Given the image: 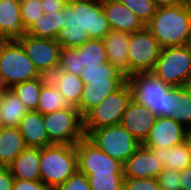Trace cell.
Masks as SVG:
<instances>
[{"instance_id": "cell-1", "label": "cell", "mask_w": 191, "mask_h": 190, "mask_svg": "<svg viewBox=\"0 0 191 190\" xmlns=\"http://www.w3.org/2000/svg\"><path fill=\"white\" fill-rule=\"evenodd\" d=\"M63 12V28L55 39L63 48L78 47L89 39L103 40L111 30L102 0H69Z\"/></svg>"}, {"instance_id": "cell-2", "label": "cell", "mask_w": 191, "mask_h": 190, "mask_svg": "<svg viewBox=\"0 0 191 190\" xmlns=\"http://www.w3.org/2000/svg\"><path fill=\"white\" fill-rule=\"evenodd\" d=\"M132 99L155 117L171 118L176 109V87L169 86L152 72L127 77Z\"/></svg>"}, {"instance_id": "cell-3", "label": "cell", "mask_w": 191, "mask_h": 190, "mask_svg": "<svg viewBox=\"0 0 191 190\" xmlns=\"http://www.w3.org/2000/svg\"><path fill=\"white\" fill-rule=\"evenodd\" d=\"M146 27L162 48L189 45L191 42V6L157 8Z\"/></svg>"}, {"instance_id": "cell-4", "label": "cell", "mask_w": 191, "mask_h": 190, "mask_svg": "<svg viewBox=\"0 0 191 190\" xmlns=\"http://www.w3.org/2000/svg\"><path fill=\"white\" fill-rule=\"evenodd\" d=\"M40 181L57 189L78 170L76 145L51 144L40 148Z\"/></svg>"}, {"instance_id": "cell-5", "label": "cell", "mask_w": 191, "mask_h": 190, "mask_svg": "<svg viewBox=\"0 0 191 190\" xmlns=\"http://www.w3.org/2000/svg\"><path fill=\"white\" fill-rule=\"evenodd\" d=\"M0 74L8 88L42 77L16 39L0 40Z\"/></svg>"}, {"instance_id": "cell-6", "label": "cell", "mask_w": 191, "mask_h": 190, "mask_svg": "<svg viewBox=\"0 0 191 190\" xmlns=\"http://www.w3.org/2000/svg\"><path fill=\"white\" fill-rule=\"evenodd\" d=\"M132 99L130 84L126 81L118 90L107 95L98 105L83 116L84 133L120 124L122 115Z\"/></svg>"}, {"instance_id": "cell-7", "label": "cell", "mask_w": 191, "mask_h": 190, "mask_svg": "<svg viewBox=\"0 0 191 190\" xmlns=\"http://www.w3.org/2000/svg\"><path fill=\"white\" fill-rule=\"evenodd\" d=\"M44 124L49 145H75L86 136L83 128V116L76 107L63 108L44 114Z\"/></svg>"}, {"instance_id": "cell-8", "label": "cell", "mask_w": 191, "mask_h": 190, "mask_svg": "<svg viewBox=\"0 0 191 190\" xmlns=\"http://www.w3.org/2000/svg\"><path fill=\"white\" fill-rule=\"evenodd\" d=\"M152 73L169 86L183 87L191 75L190 45L162 48Z\"/></svg>"}, {"instance_id": "cell-9", "label": "cell", "mask_w": 191, "mask_h": 190, "mask_svg": "<svg viewBox=\"0 0 191 190\" xmlns=\"http://www.w3.org/2000/svg\"><path fill=\"white\" fill-rule=\"evenodd\" d=\"M86 137L105 154L123 164L142 145L121 124L92 130Z\"/></svg>"}, {"instance_id": "cell-10", "label": "cell", "mask_w": 191, "mask_h": 190, "mask_svg": "<svg viewBox=\"0 0 191 190\" xmlns=\"http://www.w3.org/2000/svg\"><path fill=\"white\" fill-rule=\"evenodd\" d=\"M162 47L145 26L131 34L128 44L129 76L135 73L152 72Z\"/></svg>"}, {"instance_id": "cell-11", "label": "cell", "mask_w": 191, "mask_h": 190, "mask_svg": "<svg viewBox=\"0 0 191 190\" xmlns=\"http://www.w3.org/2000/svg\"><path fill=\"white\" fill-rule=\"evenodd\" d=\"M16 40L42 76L49 78L58 69L61 44L55 39L36 38L24 34Z\"/></svg>"}, {"instance_id": "cell-12", "label": "cell", "mask_w": 191, "mask_h": 190, "mask_svg": "<svg viewBox=\"0 0 191 190\" xmlns=\"http://www.w3.org/2000/svg\"><path fill=\"white\" fill-rule=\"evenodd\" d=\"M78 170L90 174L124 173L123 163L100 150L86 136L76 144Z\"/></svg>"}, {"instance_id": "cell-13", "label": "cell", "mask_w": 191, "mask_h": 190, "mask_svg": "<svg viewBox=\"0 0 191 190\" xmlns=\"http://www.w3.org/2000/svg\"><path fill=\"white\" fill-rule=\"evenodd\" d=\"M186 127L171 118L156 117L149 135L144 140V147L171 148L184 142Z\"/></svg>"}, {"instance_id": "cell-14", "label": "cell", "mask_w": 191, "mask_h": 190, "mask_svg": "<svg viewBox=\"0 0 191 190\" xmlns=\"http://www.w3.org/2000/svg\"><path fill=\"white\" fill-rule=\"evenodd\" d=\"M163 169L153 151L143 145L123 164L125 178H156Z\"/></svg>"}, {"instance_id": "cell-15", "label": "cell", "mask_w": 191, "mask_h": 190, "mask_svg": "<svg viewBox=\"0 0 191 190\" xmlns=\"http://www.w3.org/2000/svg\"><path fill=\"white\" fill-rule=\"evenodd\" d=\"M102 8L111 30L132 34L146 26L133 11L119 0H102Z\"/></svg>"}, {"instance_id": "cell-16", "label": "cell", "mask_w": 191, "mask_h": 190, "mask_svg": "<svg viewBox=\"0 0 191 190\" xmlns=\"http://www.w3.org/2000/svg\"><path fill=\"white\" fill-rule=\"evenodd\" d=\"M156 117L133 99L128 103L120 124L139 142L143 143L154 125Z\"/></svg>"}, {"instance_id": "cell-17", "label": "cell", "mask_w": 191, "mask_h": 190, "mask_svg": "<svg viewBox=\"0 0 191 190\" xmlns=\"http://www.w3.org/2000/svg\"><path fill=\"white\" fill-rule=\"evenodd\" d=\"M126 81L127 79L87 80L76 108L84 116L107 95L118 90Z\"/></svg>"}, {"instance_id": "cell-18", "label": "cell", "mask_w": 191, "mask_h": 190, "mask_svg": "<svg viewBox=\"0 0 191 190\" xmlns=\"http://www.w3.org/2000/svg\"><path fill=\"white\" fill-rule=\"evenodd\" d=\"M130 33L110 30L103 39L108 62L129 77L128 44Z\"/></svg>"}, {"instance_id": "cell-19", "label": "cell", "mask_w": 191, "mask_h": 190, "mask_svg": "<svg viewBox=\"0 0 191 190\" xmlns=\"http://www.w3.org/2000/svg\"><path fill=\"white\" fill-rule=\"evenodd\" d=\"M18 129L27 147L43 148L49 145L44 115L40 112L36 110L28 111L20 121Z\"/></svg>"}, {"instance_id": "cell-20", "label": "cell", "mask_w": 191, "mask_h": 190, "mask_svg": "<svg viewBox=\"0 0 191 190\" xmlns=\"http://www.w3.org/2000/svg\"><path fill=\"white\" fill-rule=\"evenodd\" d=\"M25 32L20 14V2L0 0V39H17Z\"/></svg>"}, {"instance_id": "cell-21", "label": "cell", "mask_w": 191, "mask_h": 190, "mask_svg": "<svg viewBox=\"0 0 191 190\" xmlns=\"http://www.w3.org/2000/svg\"><path fill=\"white\" fill-rule=\"evenodd\" d=\"M40 148L27 147L8 166L14 179L40 181Z\"/></svg>"}, {"instance_id": "cell-22", "label": "cell", "mask_w": 191, "mask_h": 190, "mask_svg": "<svg viewBox=\"0 0 191 190\" xmlns=\"http://www.w3.org/2000/svg\"><path fill=\"white\" fill-rule=\"evenodd\" d=\"M27 146L18 127L0 131V167L8 168Z\"/></svg>"}, {"instance_id": "cell-23", "label": "cell", "mask_w": 191, "mask_h": 190, "mask_svg": "<svg viewBox=\"0 0 191 190\" xmlns=\"http://www.w3.org/2000/svg\"><path fill=\"white\" fill-rule=\"evenodd\" d=\"M151 149L157 160L164 168H170L175 171H181L191 165V152L185 144H179L171 148L146 147Z\"/></svg>"}, {"instance_id": "cell-24", "label": "cell", "mask_w": 191, "mask_h": 190, "mask_svg": "<svg viewBox=\"0 0 191 190\" xmlns=\"http://www.w3.org/2000/svg\"><path fill=\"white\" fill-rule=\"evenodd\" d=\"M49 79L72 106L79 105L84 88V82L80 76L64 71H55Z\"/></svg>"}, {"instance_id": "cell-25", "label": "cell", "mask_w": 191, "mask_h": 190, "mask_svg": "<svg viewBox=\"0 0 191 190\" xmlns=\"http://www.w3.org/2000/svg\"><path fill=\"white\" fill-rule=\"evenodd\" d=\"M28 109L25 104L20 101L15 92L11 88L6 90L0 107V121L2 127L16 128L20 121L26 115Z\"/></svg>"}, {"instance_id": "cell-26", "label": "cell", "mask_w": 191, "mask_h": 190, "mask_svg": "<svg viewBox=\"0 0 191 190\" xmlns=\"http://www.w3.org/2000/svg\"><path fill=\"white\" fill-rule=\"evenodd\" d=\"M63 16V11L42 14L25 34L36 38L56 39L58 32L63 28Z\"/></svg>"}, {"instance_id": "cell-27", "label": "cell", "mask_w": 191, "mask_h": 190, "mask_svg": "<svg viewBox=\"0 0 191 190\" xmlns=\"http://www.w3.org/2000/svg\"><path fill=\"white\" fill-rule=\"evenodd\" d=\"M74 107L57 90L53 82L48 78L41 87L37 110L41 114H47L63 108Z\"/></svg>"}, {"instance_id": "cell-28", "label": "cell", "mask_w": 191, "mask_h": 190, "mask_svg": "<svg viewBox=\"0 0 191 190\" xmlns=\"http://www.w3.org/2000/svg\"><path fill=\"white\" fill-rule=\"evenodd\" d=\"M48 79L46 76H42L33 80L25 81L14 85L11 89L17 97L23 102L28 109L37 110L39 94L42 84Z\"/></svg>"}, {"instance_id": "cell-29", "label": "cell", "mask_w": 191, "mask_h": 190, "mask_svg": "<svg viewBox=\"0 0 191 190\" xmlns=\"http://www.w3.org/2000/svg\"><path fill=\"white\" fill-rule=\"evenodd\" d=\"M77 49L81 56V67L97 66L108 62L103 40L89 39Z\"/></svg>"}, {"instance_id": "cell-30", "label": "cell", "mask_w": 191, "mask_h": 190, "mask_svg": "<svg viewBox=\"0 0 191 190\" xmlns=\"http://www.w3.org/2000/svg\"><path fill=\"white\" fill-rule=\"evenodd\" d=\"M80 78L84 84L87 83V80L127 79V77L110 62L97 66L84 67Z\"/></svg>"}, {"instance_id": "cell-31", "label": "cell", "mask_w": 191, "mask_h": 190, "mask_svg": "<svg viewBox=\"0 0 191 190\" xmlns=\"http://www.w3.org/2000/svg\"><path fill=\"white\" fill-rule=\"evenodd\" d=\"M171 119L184 127L191 126V94L183 87H176V109Z\"/></svg>"}, {"instance_id": "cell-32", "label": "cell", "mask_w": 191, "mask_h": 190, "mask_svg": "<svg viewBox=\"0 0 191 190\" xmlns=\"http://www.w3.org/2000/svg\"><path fill=\"white\" fill-rule=\"evenodd\" d=\"M124 173L90 174L88 176L92 190H123Z\"/></svg>"}, {"instance_id": "cell-33", "label": "cell", "mask_w": 191, "mask_h": 190, "mask_svg": "<svg viewBox=\"0 0 191 190\" xmlns=\"http://www.w3.org/2000/svg\"><path fill=\"white\" fill-rule=\"evenodd\" d=\"M84 67H81V56L77 47L63 48L60 50L59 67L56 71H64L80 76Z\"/></svg>"}, {"instance_id": "cell-34", "label": "cell", "mask_w": 191, "mask_h": 190, "mask_svg": "<svg viewBox=\"0 0 191 190\" xmlns=\"http://www.w3.org/2000/svg\"><path fill=\"white\" fill-rule=\"evenodd\" d=\"M128 9L133 11L146 25L157 10L154 0H119Z\"/></svg>"}, {"instance_id": "cell-35", "label": "cell", "mask_w": 191, "mask_h": 190, "mask_svg": "<svg viewBox=\"0 0 191 190\" xmlns=\"http://www.w3.org/2000/svg\"><path fill=\"white\" fill-rule=\"evenodd\" d=\"M20 14L24 29L27 30L42 14V0H21Z\"/></svg>"}, {"instance_id": "cell-36", "label": "cell", "mask_w": 191, "mask_h": 190, "mask_svg": "<svg viewBox=\"0 0 191 190\" xmlns=\"http://www.w3.org/2000/svg\"><path fill=\"white\" fill-rule=\"evenodd\" d=\"M160 190H181L179 171L164 168L156 177Z\"/></svg>"}, {"instance_id": "cell-37", "label": "cell", "mask_w": 191, "mask_h": 190, "mask_svg": "<svg viewBox=\"0 0 191 190\" xmlns=\"http://www.w3.org/2000/svg\"><path fill=\"white\" fill-rule=\"evenodd\" d=\"M55 190H92L88 177L77 170Z\"/></svg>"}, {"instance_id": "cell-38", "label": "cell", "mask_w": 191, "mask_h": 190, "mask_svg": "<svg viewBox=\"0 0 191 190\" xmlns=\"http://www.w3.org/2000/svg\"><path fill=\"white\" fill-rule=\"evenodd\" d=\"M123 190H160L156 178H125Z\"/></svg>"}, {"instance_id": "cell-39", "label": "cell", "mask_w": 191, "mask_h": 190, "mask_svg": "<svg viewBox=\"0 0 191 190\" xmlns=\"http://www.w3.org/2000/svg\"><path fill=\"white\" fill-rule=\"evenodd\" d=\"M12 190H54L41 181L14 179Z\"/></svg>"}, {"instance_id": "cell-40", "label": "cell", "mask_w": 191, "mask_h": 190, "mask_svg": "<svg viewBox=\"0 0 191 190\" xmlns=\"http://www.w3.org/2000/svg\"><path fill=\"white\" fill-rule=\"evenodd\" d=\"M69 0H42L44 14L63 11Z\"/></svg>"}, {"instance_id": "cell-41", "label": "cell", "mask_w": 191, "mask_h": 190, "mask_svg": "<svg viewBox=\"0 0 191 190\" xmlns=\"http://www.w3.org/2000/svg\"><path fill=\"white\" fill-rule=\"evenodd\" d=\"M14 177L8 168L0 167V190H12Z\"/></svg>"}, {"instance_id": "cell-42", "label": "cell", "mask_w": 191, "mask_h": 190, "mask_svg": "<svg viewBox=\"0 0 191 190\" xmlns=\"http://www.w3.org/2000/svg\"><path fill=\"white\" fill-rule=\"evenodd\" d=\"M181 190H191V165L179 171Z\"/></svg>"}, {"instance_id": "cell-43", "label": "cell", "mask_w": 191, "mask_h": 190, "mask_svg": "<svg viewBox=\"0 0 191 190\" xmlns=\"http://www.w3.org/2000/svg\"><path fill=\"white\" fill-rule=\"evenodd\" d=\"M157 8L189 5V0H154Z\"/></svg>"}, {"instance_id": "cell-44", "label": "cell", "mask_w": 191, "mask_h": 190, "mask_svg": "<svg viewBox=\"0 0 191 190\" xmlns=\"http://www.w3.org/2000/svg\"><path fill=\"white\" fill-rule=\"evenodd\" d=\"M186 148L191 152V126L186 127L184 132V142Z\"/></svg>"}, {"instance_id": "cell-45", "label": "cell", "mask_w": 191, "mask_h": 190, "mask_svg": "<svg viewBox=\"0 0 191 190\" xmlns=\"http://www.w3.org/2000/svg\"><path fill=\"white\" fill-rule=\"evenodd\" d=\"M183 88L191 94V75L184 82Z\"/></svg>"}, {"instance_id": "cell-46", "label": "cell", "mask_w": 191, "mask_h": 190, "mask_svg": "<svg viewBox=\"0 0 191 190\" xmlns=\"http://www.w3.org/2000/svg\"><path fill=\"white\" fill-rule=\"evenodd\" d=\"M0 89H9L1 74H0Z\"/></svg>"}, {"instance_id": "cell-47", "label": "cell", "mask_w": 191, "mask_h": 190, "mask_svg": "<svg viewBox=\"0 0 191 190\" xmlns=\"http://www.w3.org/2000/svg\"><path fill=\"white\" fill-rule=\"evenodd\" d=\"M6 90L8 89H0V107L2 105L3 97L5 95Z\"/></svg>"}, {"instance_id": "cell-48", "label": "cell", "mask_w": 191, "mask_h": 190, "mask_svg": "<svg viewBox=\"0 0 191 190\" xmlns=\"http://www.w3.org/2000/svg\"><path fill=\"white\" fill-rule=\"evenodd\" d=\"M2 128H3V127H2V123H1V121H0V131L2 130Z\"/></svg>"}]
</instances>
